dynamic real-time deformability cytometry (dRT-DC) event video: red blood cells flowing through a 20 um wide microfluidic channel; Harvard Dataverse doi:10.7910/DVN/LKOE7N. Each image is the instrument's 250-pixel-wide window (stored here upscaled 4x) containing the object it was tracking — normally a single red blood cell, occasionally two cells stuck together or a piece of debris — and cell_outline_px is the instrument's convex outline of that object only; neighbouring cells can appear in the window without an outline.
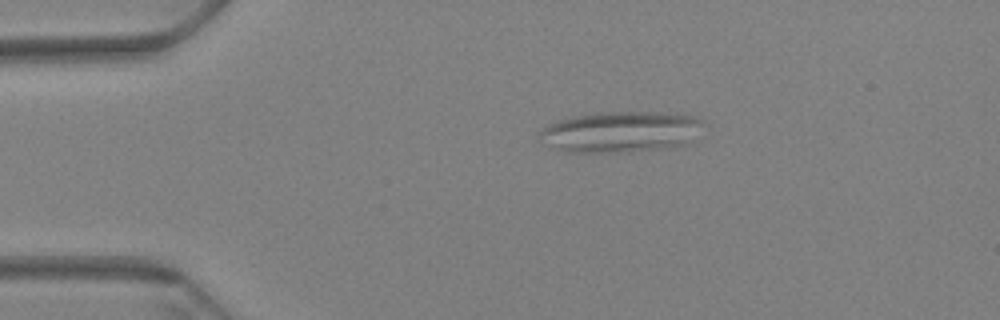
{"species": "Egyptian fruit bat (a non-hibernating species)", "species_latin": "Rousettus aegyptiacus", "temperature_condition": "warm", "stored_images_in_passage": 58, "camera_frame_rate_fps": 3000, "um_per_image_px": 0.085, "animal": {"sex": "female"}, "frame": {"image": 1, "passage_image": 8, "time_ms": 2.333, "image_size_px": [1000, 320], "cell_outline_px": [[704, 124], [688, 144], [676, 148], [628, 152], [564, 152], [544, 144], [540, 132], [544, 128], [560, 120], [576, 116], [604, 112], [648, 112], [692, 116], [704, 120]], "centroid_in_image_um": [52.82, 11.24], "position_along_channel_um": 32.2, "area_um2": 38.96}}
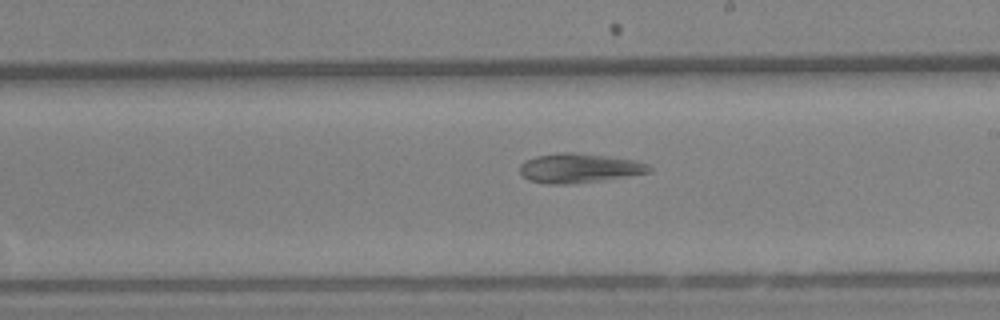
{"frame": {"image": 2, "passage_image": 32, "time_ms": 10.333, "image_size_px": [1000, 320], "cell_outline_px": [[652, 172], [600, 180], [572, 184], [548, 184], [528, 180], [520, 172], [520, 164], [524, 160], [536, 156], [560, 152], [572, 152], [608, 156], [636, 160], [648, 164], [652, 168]], "centroid_in_image_um": [49.22, 14.28], "position_along_channel_um": 239.8, "area_um2": 22.2}}
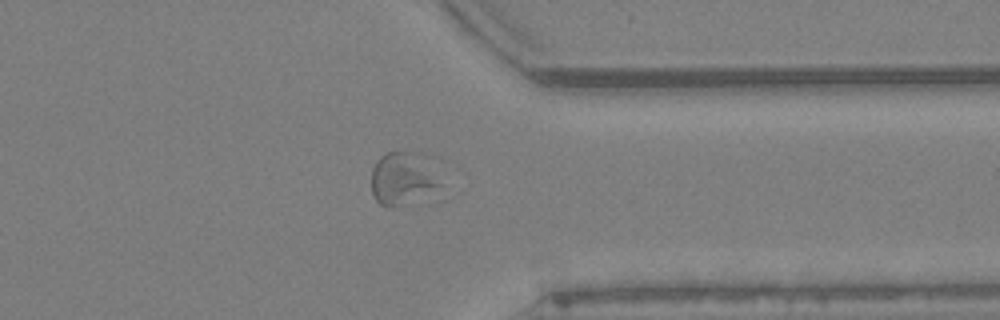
{"frame": {"image": 3, "passage_image": 45, "time_ms": 14.667, "image_size_px": [1000, 320], "cell_outline_px": [[440, 184], [392, 204], [380, 204], [376, 200], [372, 192], [372, 168], [376, 160], [384, 152], [432, 152], [440, 160]], "centroid_in_image_um": [34.34, 14.9], "position_along_channel_um": 377.1, "area_um2": 20.98}}